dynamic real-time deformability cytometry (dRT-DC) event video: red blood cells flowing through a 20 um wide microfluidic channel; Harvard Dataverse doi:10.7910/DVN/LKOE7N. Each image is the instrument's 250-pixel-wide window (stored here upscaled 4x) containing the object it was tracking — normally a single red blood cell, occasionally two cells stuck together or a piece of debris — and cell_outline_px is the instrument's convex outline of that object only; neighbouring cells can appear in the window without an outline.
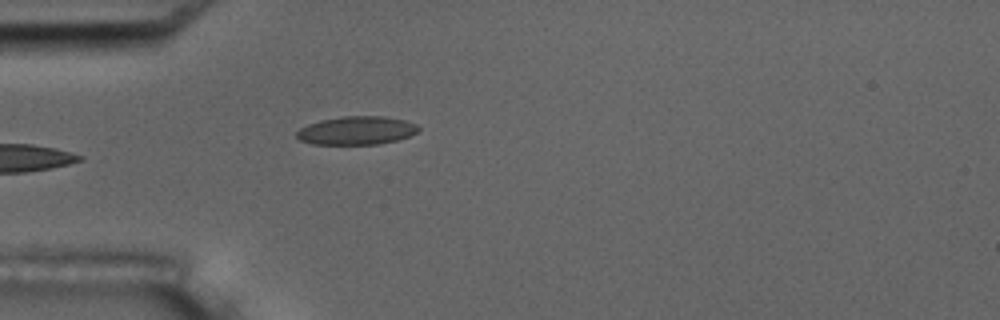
{"species": "common noctule bat (a hibernating species)", "species_latin": "Nyctalus noctula", "temperature_condition": "room temperature", "stored_images_in_passage": 4, "camera_frame_rate_fps": 3000, "um_per_image_px": 0.085, "animal": {"sex": "male", "body_mass_g": 17.5, "forearm_length_mm": 52.3}, "frame": {"image": 1, "passage_image": 4, "time_ms": 4.667, "image_size_px": [1000, 320], "cell_outline_px": [[420, 128], [416, 132], [408, 136], [396, 140], [376, 144], [312, 144], [300, 140], [296, 136], [296, 132], [300, 128], [308, 124], [320, 120], [344, 116], [384, 116], [404, 120], [416, 124]], "centroid_in_image_um": [30.28, 11.09], "position_along_channel_um": 54.7, "area_um2": 20.0}}